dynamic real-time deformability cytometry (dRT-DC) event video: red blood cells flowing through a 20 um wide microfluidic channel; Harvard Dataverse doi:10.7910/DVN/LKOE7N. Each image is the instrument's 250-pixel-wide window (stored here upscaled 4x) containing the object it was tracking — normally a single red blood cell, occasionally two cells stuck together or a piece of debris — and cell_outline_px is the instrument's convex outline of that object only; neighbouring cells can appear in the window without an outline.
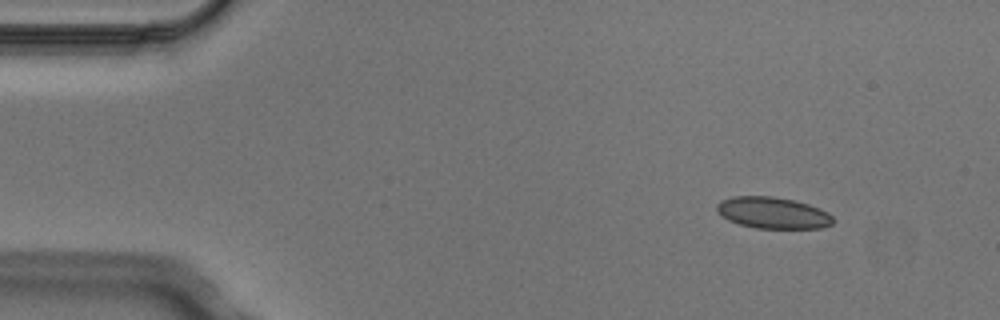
{"species": "Egyptian fruit bat (a non-hibernating species)", "species_latin": "Rousettus aegyptiacus", "temperature_condition": "cold", "stored_images_in_passage": 4, "camera_frame_rate_fps": 3000, "um_per_image_px": 0.085, "animal": {"sex": "male"}, "frame": {"image": 1, "passage_image": 1, "time_ms": 0.0, "image_size_px": [1000, 320], "cell_outline_px": [[836, 220], [832, 224], [824, 228], [756, 228], [740, 224], [728, 220], [716, 208], [716, 204], [720, 200], [732, 196], [772, 196], [792, 200], [808, 204], [828, 212]], "centroid_in_image_um": [65.72, 18.09], "position_along_channel_um": 19.3, "area_um2": 21.27}}
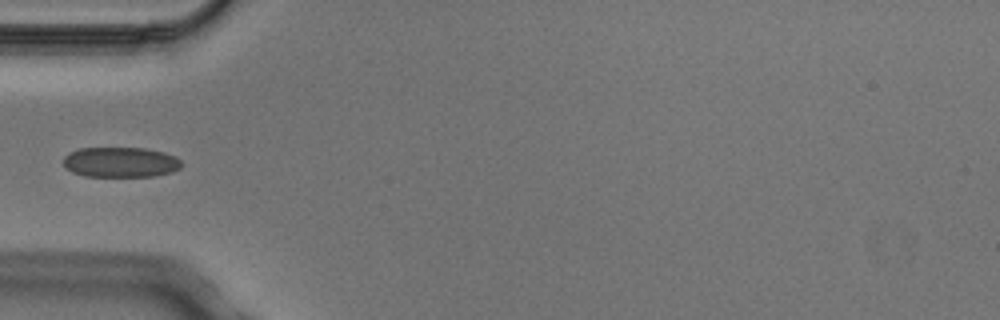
{"frame": {"image": 2, "passage_image": 4, "time_ms": 1.0, "image_size_px": [1000, 320], "cell_outline_px": [[184, 164], [180, 168], [172, 172], [156, 176], [84, 176], [72, 172], [64, 164], [64, 156], [68, 152], [80, 148], [144, 148], [164, 152], [176, 156]], "centroid_in_image_um": [10.28, 13.78], "position_along_channel_um": 74.7, "area_um2": 20.92}}